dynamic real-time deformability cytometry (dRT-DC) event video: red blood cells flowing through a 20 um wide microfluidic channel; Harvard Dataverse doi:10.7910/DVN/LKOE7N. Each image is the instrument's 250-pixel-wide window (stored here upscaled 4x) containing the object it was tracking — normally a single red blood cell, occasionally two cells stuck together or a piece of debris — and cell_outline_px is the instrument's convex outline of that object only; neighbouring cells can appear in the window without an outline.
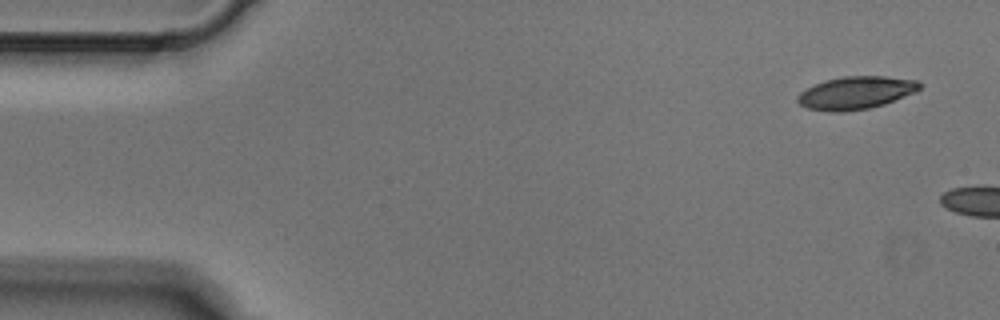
{"species": "Egyptian fruit bat (a non-hibernating species)", "species_latin": "Rousettus aegyptiacus", "temperature_condition": "cold", "stored_images_in_passage": 2, "camera_frame_rate_fps": 3000, "um_per_image_px": 0.085, "animal": {"sex": "male"}, "frame": {"image": 1, "passage_image": 1, "time_ms": 0.0, "image_size_px": [1000, 320], "cell_outline_px": [[920, 88], [916, 92], [884, 104], [868, 108], [844, 112], [828, 112], [808, 108], [800, 104], [796, 100], [796, 96], [800, 92], [824, 80], [844, 76], [884, 76], [916, 80], [920, 84]], "centroid_in_image_um": [72.73, 7.89], "position_along_channel_um": 12.3, "area_um2": 23.24}}